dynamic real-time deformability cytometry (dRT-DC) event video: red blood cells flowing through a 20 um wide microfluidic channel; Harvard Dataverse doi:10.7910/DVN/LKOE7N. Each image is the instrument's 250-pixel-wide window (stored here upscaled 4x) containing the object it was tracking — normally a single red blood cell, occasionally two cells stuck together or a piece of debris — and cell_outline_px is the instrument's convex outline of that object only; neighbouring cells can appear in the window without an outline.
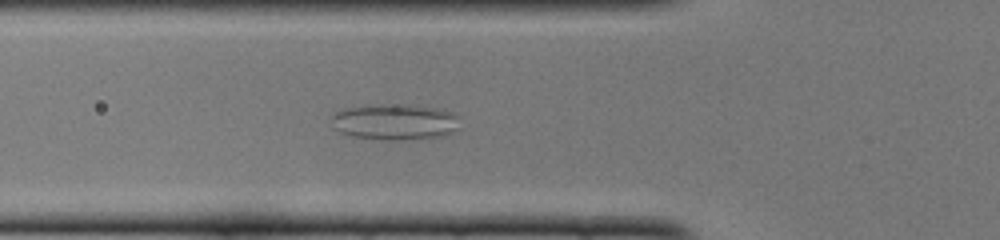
{"species": "common noctule bat (a hibernating species)", "species_latin": "Nyctalus noctula", "temperature_condition": "cold", "stored_images_in_passage": 50, "camera_frame_rate_fps": 3000, "um_per_image_px": 0.085, "animal": {"sex": "female", "body_mass_g": 22.0, "forearm_length_mm": 56.7}, "frame": {"image": 1, "passage_image": 17, "time_ms": 5.333, "image_size_px": [1000, 240], "cell_outline_px": [[460, 128], [444, 136], [388, 140], [384, 140], [352, 136], [340, 132], [336, 128], [332, 116], [336, 112], [344, 108], [368, 104], [404, 104], [440, 108], [456, 112], [460, 116]], "centroid_in_image_um": [33.65, 10.33], "position_along_channel_um": 92.2, "area_um2": 27.28}}
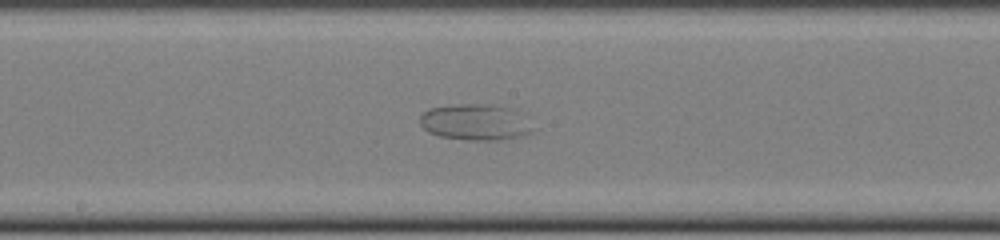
{"frame": {"image": 2, "passage_image": 26, "time_ms": 8.333, "image_size_px": [1000, 240], "cell_outline_px": [[532, 132], [524, 136], [500, 140], [472, 140], [440, 136], [428, 132], [420, 124], [420, 116], [428, 108], [456, 104], [488, 104], [508, 108], [532, 128]], "centroid_in_image_um": [40.3, 10.4], "position_along_channel_um": 207.9, "area_um2": 23.18}}